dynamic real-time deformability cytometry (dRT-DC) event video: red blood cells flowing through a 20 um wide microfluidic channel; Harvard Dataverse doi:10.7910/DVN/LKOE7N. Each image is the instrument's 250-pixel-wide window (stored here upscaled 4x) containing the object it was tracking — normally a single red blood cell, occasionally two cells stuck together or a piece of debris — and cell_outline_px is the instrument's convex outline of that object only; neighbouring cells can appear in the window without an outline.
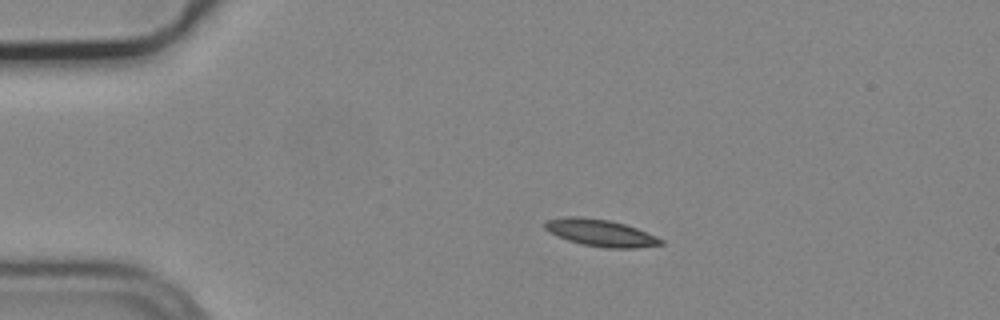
{"species": "common noctule bat (a hibernating species)", "species_latin": "Nyctalus noctula", "temperature_condition": "cold", "stored_images_in_passage": 3, "camera_frame_rate_fps": 3000, "um_per_image_px": 0.085, "animal": {"sex": "male", "body_mass_g": 19.2, "forearm_length_mm": 51.8}, "frame": {"image": 1, "passage_image": 2, "time_ms": 0.333, "image_size_px": [1000, 320], "cell_outline_px": [[664, 244], [636, 248], [608, 248], [584, 244], [568, 240], [548, 232], [544, 228], [544, 224], [548, 220], [576, 216], [608, 220], [624, 224], [636, 228], [656, 236], [664, 240]], "centroid_in_image_um": [51.08, 19.8], "position_along_channel_um": 33.9, "area_um2": 17.86}}